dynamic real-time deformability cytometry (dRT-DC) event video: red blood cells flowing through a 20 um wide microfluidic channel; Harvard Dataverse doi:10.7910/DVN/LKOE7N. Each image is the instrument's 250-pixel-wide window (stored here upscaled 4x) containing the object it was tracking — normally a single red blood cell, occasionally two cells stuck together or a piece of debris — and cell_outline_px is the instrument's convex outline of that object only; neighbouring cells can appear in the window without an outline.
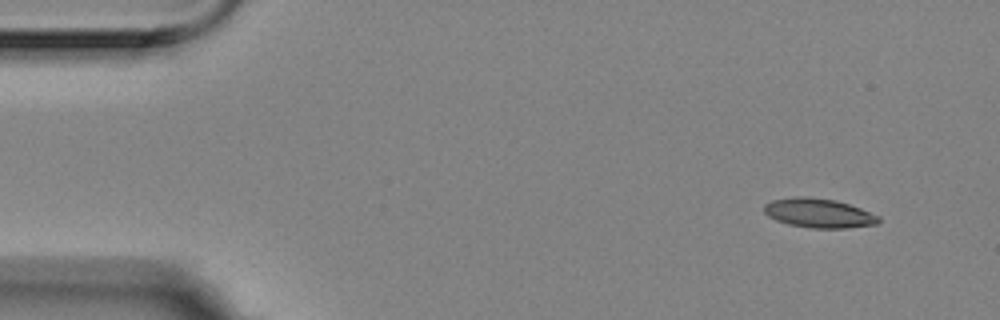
{"species": "Egyptian fruit bat (a non-hibernating species)", "species_latin": "Rousettus aegyptiacus", "temperature_condition": "room temperature", "stored_images_in_passage": 4, "camera_frame_rate_fps": 3000, "um_per_image_px": 0.085, "animal": {"sex": "female"}, "frame": {"image": 1, "passage_image": 1, "time_ms": 0.0, "image_size_px": [1000, 320], "cell_outline_px": [[880, 220], [876, 224], [848, 228], [812, 228], [788, 224], [776, 220], [768, 216], [764, 212], [764, 204], [772, 200], [792, 196], [804, 196], [836, 200], [860, 208], [880, 216]], "centroid_in_image_um": [69.58, 18.11], "position_along_channel_um": 15.4, "area_um2": 19.59}}
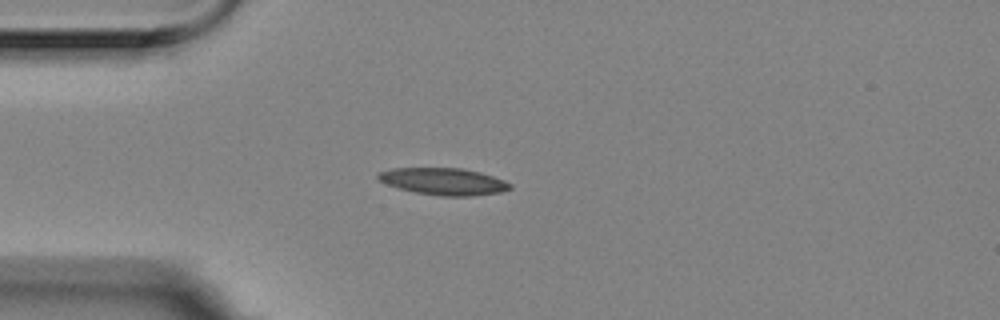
{"frame": {"image": 2, "passage_image": 4, "time_ms": 1.0, "image_size_px": [1000, 320], "cell_outline_px": [[512, 188], [500, 192], [472, 196], [440, 196], [416, 192], [400, 188], [388, 184], [380, 180], [376, 176], [380, 172], [392, 168], [464, 168], [480, 172], [504, 180], [512, 184]], "centroid_in_image_um": [37.75, 15.42], "position_along_channel_um": 47.3, "area_um2": 20.58}}